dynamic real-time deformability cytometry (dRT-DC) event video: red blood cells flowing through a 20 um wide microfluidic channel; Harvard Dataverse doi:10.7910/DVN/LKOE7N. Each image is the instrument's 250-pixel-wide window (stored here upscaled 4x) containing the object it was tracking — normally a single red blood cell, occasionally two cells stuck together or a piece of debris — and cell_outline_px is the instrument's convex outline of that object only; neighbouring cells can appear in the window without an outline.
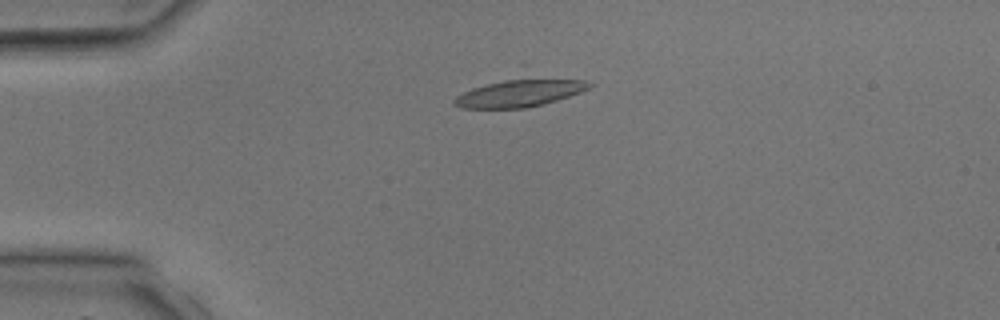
{"species": "common noctule bat (a hibernating species)", "species_latin": "Nyctalus noctula", "temperature_condition": "room temperature", "stored_images_in_passage": 3, "camera_frame_rate_fps": 3000, "um_per_image_px": 0.085, "animal": {"sex": "male", "body_mass_g": 17.9, "forearm_length_mm": 54.2}, "frame": {"image": 1, "passage_image": 3, "time_ms": 2.667, "image_size_px": [1000, 320], "cell_outline_px": [[596, 84], [580, 92], [556, 100], [524, 108], [460, 108], [452, 104], [452, 100], [456, 96], [520, 64], [524, 64], [588, 80]], "centroid_in_image_um": [44.32, 7.57], "position_along_channel_um": 40.7, "area_um2": 27.22}}